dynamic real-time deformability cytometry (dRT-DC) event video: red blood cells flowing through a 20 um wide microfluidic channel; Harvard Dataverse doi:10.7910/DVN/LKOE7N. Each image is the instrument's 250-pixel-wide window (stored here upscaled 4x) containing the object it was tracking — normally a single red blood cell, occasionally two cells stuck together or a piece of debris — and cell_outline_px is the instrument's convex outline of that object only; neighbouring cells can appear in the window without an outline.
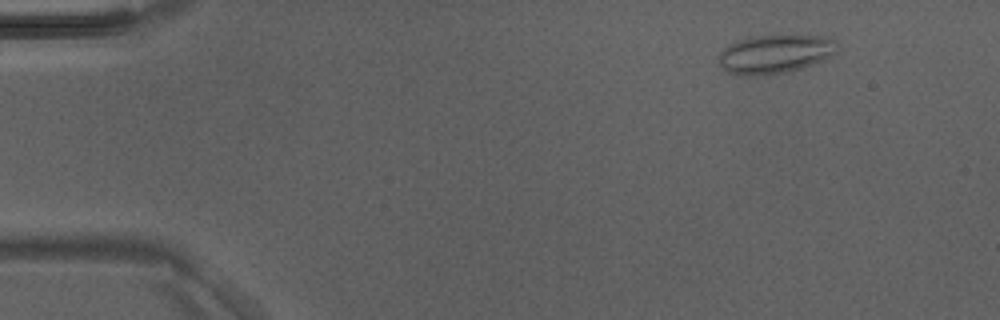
{"species": "Egyptian fruit bat (a non-hibernating species)", "species_latin": "Rousettus aegyptiacus", "temperature_condition": "room temperature", "stored_images_in_passage": 4, "camera_frame_rate_fps": 3000, "um_per_image_px": 0.085, "animal": {"sex": "male"}, "frame": {"image": 1, "passage_image": 1, "time_ms": 0.0, "image_size_px": [1000, 320], "cell_outline_px": [[836, 52], [812, 64], [800, 68], [784, 72], [752, 76], [744, 76], [728, 72], [720, 64], [720, 52], [728, 44], [736, 40], [752, 36], [832, 36], [836, 40]], "centroid_in_image_um": [65.85, 4.58], "position_along_channel_um": 19.1, "area_um2": 26.36}}